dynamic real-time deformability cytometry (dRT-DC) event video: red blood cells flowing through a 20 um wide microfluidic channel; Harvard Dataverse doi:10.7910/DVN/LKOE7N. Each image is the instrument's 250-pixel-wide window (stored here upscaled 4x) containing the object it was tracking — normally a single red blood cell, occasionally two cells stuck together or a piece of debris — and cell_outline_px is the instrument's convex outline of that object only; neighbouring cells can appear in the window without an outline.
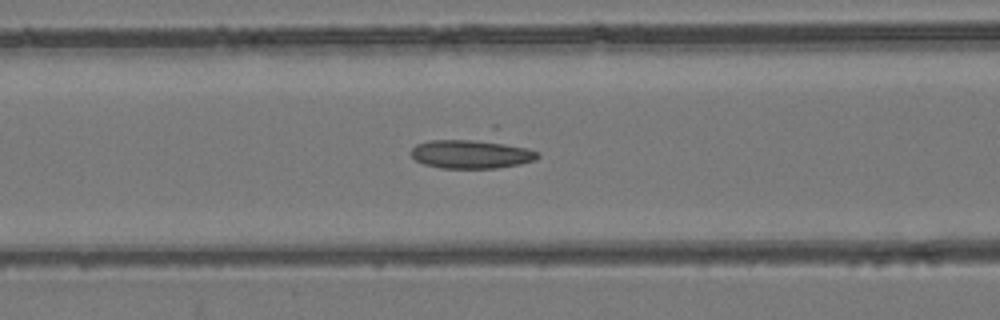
{"species": "common noctule bat (a hibernating species)", "species_latin": "Nyctalus noctula", "temperature_condition": "room temperature", "stored_images_in_passage": 47, "camera_frame_rate_fps": 3000, "um_per_image_px": 0.085, "animal": {"sex": "female", "body_mass_g": 24.6, "forearm_length_mm": 56.2}, "frame": {"image": 1, "passage_image": 16, "time_ms": 5.0, "image_size_px": [1000, 320], "cell_outline_px": [[540, 156], [536, 160], [520, 164], [496, 168], [440, 168], [424, 164], [416, 160], [412, 156], [412, 148], [416, 144], [428, 140], [492, 124], [496, 124], [540, 152]], "centroid_in_image_um": [40.41, 12.72], "position_along_channel_um": 126.2, "area_um2": 28.15}}
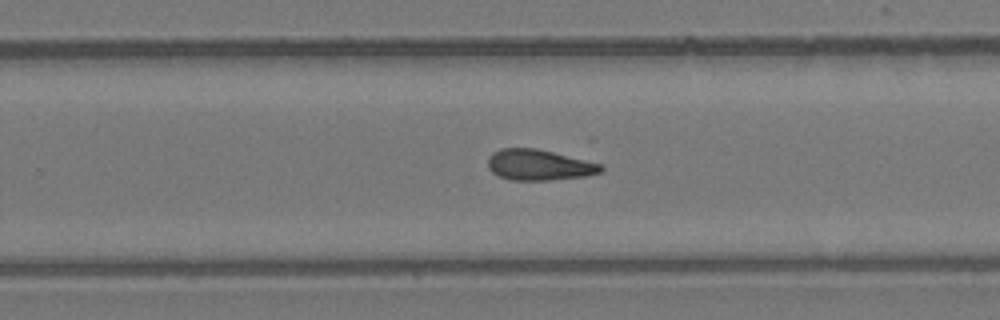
{"frame": {"image": 2, "passage_image": 28, "time_ms": 9.0, "image_size_px": [1000, 320], "cell_outline_px": [[604, 168], [600, 172], [584, 176], [548, 180], [508, 180], [496, 176], [488, 168], [488, 156], [492, 152], [500, 148], [536, 148], [600, 164]], "centroid_in_image_um": [45.72, 14.02], "position_along_channel_um": 284.1, "area_um2": 20.17}}
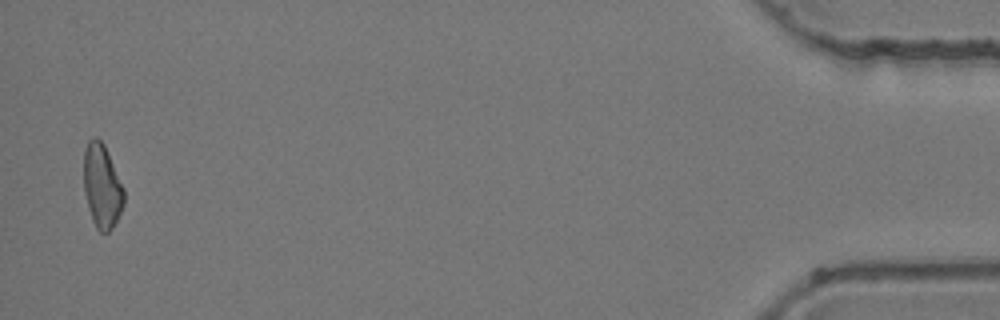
{"frame": {"image": 3, "passage_image": 46, "time_ms": 15.0, "image_size_px": [1000, 320], "cell_outline_px": [[124, 204], [112, 228], [108, 232], [100, 232], [96, 228], [92, 220], [88, 208], [84, 192], [84, 148], [88, 140], [92, 136], [96, 136], [104, 144], [124, 188]], "centroid_in_image_um": [8.65, 15.8], "position_along_channel_um": 426.5, "area_um2": 19.71}}